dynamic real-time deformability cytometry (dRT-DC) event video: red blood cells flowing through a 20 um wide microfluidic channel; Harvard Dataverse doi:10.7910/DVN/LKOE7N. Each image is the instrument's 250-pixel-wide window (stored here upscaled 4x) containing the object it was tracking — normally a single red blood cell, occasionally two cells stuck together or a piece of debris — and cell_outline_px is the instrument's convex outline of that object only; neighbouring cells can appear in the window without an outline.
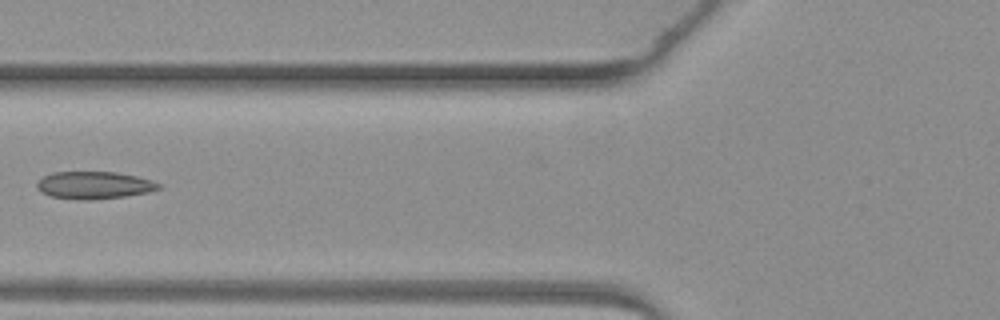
{"species": "common noctule bat (a hibernating species)", "species_latin": "Nyctalus noctula", "temperature_condition": "warm", "stored_images_in_passage": 4, "camera_frame_rate_fps": 3000, "um_per_image_px": 0.085, "animal": {"sex": "female", "body_mass_g": 19.3, "forearm_length_mm": 54.1}, "frame": {"image": 1, "passage_image": 4, "time_ms": 3.333, "image_size_px": [1000, 320], "cell_outline_px": [[160, 188], [148, 192], [124, 196], [92, 200], [80, 200], [52, 196], [40, 192], [36, 188], [36, 184], [44, 176], [52, 172], [116, 172], [136, 176], [152, 180], [160, 184]], "centroid_in_image_um": [7.98, 15.74], "position_along_channel_um": 117.8, "area_um2": 19.36}}